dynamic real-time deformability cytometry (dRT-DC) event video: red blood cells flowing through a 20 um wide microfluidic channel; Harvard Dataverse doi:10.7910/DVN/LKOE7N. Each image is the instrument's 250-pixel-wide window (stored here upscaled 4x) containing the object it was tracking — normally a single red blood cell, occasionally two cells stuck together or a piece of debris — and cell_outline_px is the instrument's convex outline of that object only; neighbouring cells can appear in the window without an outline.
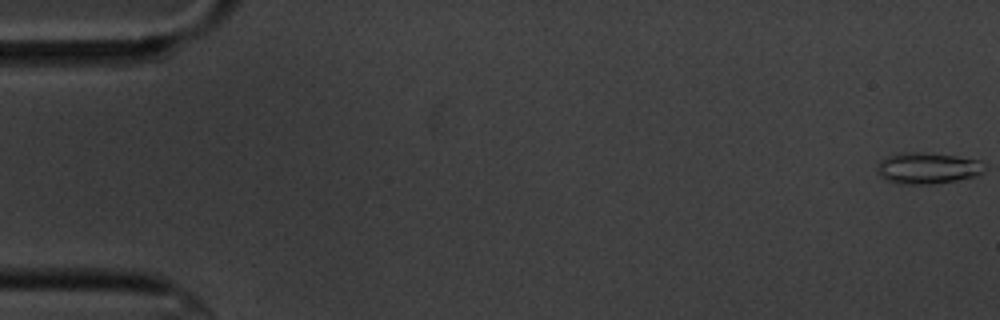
{"species": "common noctule bat (a hibernating species)", "species_latin": "Nyctalus noctula", "temperature_condition": "cold", "stored_images_in_passage": 17, "camera_frame_rate_fps": 3000, "um_per_image_px": 0.085, "animal": {"sex": "male", "body_mass_g": 20.1, "forearm_length_mm": 53.5}, "frame": {"image": 1, "passage_image": 1, "time_ms": 0.0, "image_size_px": [1000, 320], "cell_outline_px": [[972, 172], [968, 176], [948, 180], [900, 180], [892, 176], [892, 160], [904, 156], [944, 156], [968, 160]], "centroid_in_image_um": [79.05, 14.29], "position_along_channel_um": 6.0, "area_um2": 12.48}}
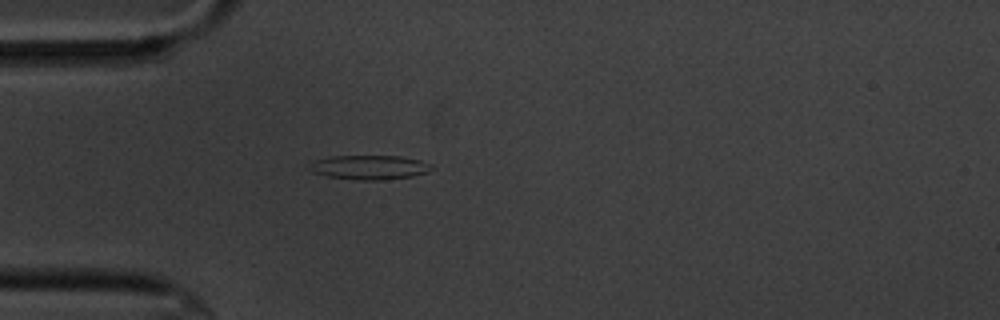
{"frame": {"image": 2, "passage_image": 17, "time_ms": 5.333, "image_size_px": [1000, 320], "cell_outline_px": [[420, 172], [404, 176], [336, 176], [344, 156], [388, 156], [412, 160]], "centroid_in_image_um": [31.99, 14.15], "position_along_channel_um": 53.0, "area_um2": 10.4}}